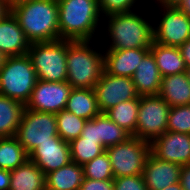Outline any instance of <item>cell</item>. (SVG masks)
I'll return each instance as SVG.
<instances>
[{
	"label": "cell",
	"mask_w": 190,
	"mask_h": 190,
	"mask_svg": "<svg viewBox=\"0 0 190 190\" xmlns=\"http://www.w3.org/2000/svg\"><path fill=\"white\" fill-rule=\"evenodd\" d=\"M82 167L84 178L94 180L114 179L111 162L106 151L86 162Z\"/></svg>",
	"instance_id": "f546056e"
},
{
	"label": "cell",
	"mask_w": 190,
	"mask_h": 190,
	"mask_svg": "<svg viewBox=\"0 0 190 190\" xmlns=\"http://www.w3.org/2000/svg\"><path fill=\"white\" fill-rule=\"evenodd\" d=\"M30 46L31 42L12 13L0 21V51L3 54L7 57L27 55Z\"/></svg>",
	"instance_id": "e0dca14e"
},
{
	"label": "cell",
	"mask_w": 190,
	"mask_h": 190,
	"mask_svg": "<svg viewBox=\"0 0 190 190\" xmlns=\"http://www.w3.org/2000/svg\"><path fill=\"white\" fill-rule=\"evenodd\" d=\"M167 131L190 135V105L174 106L170 108Z\"/></svg>",
	"instance_id": "4dcf8cb0"
},
{
	"label": "cell",
	"mask_w": 190,
	"mask_h": 190,
	"mask_svg": "<svg viewBox=\"0 0 190 190\" xmlns=\"http://www.w3.org/2000/svg\"><path fill=\"white\" fill-rule=\"evenodd\" d=\"M37 80L28 55L7 57L0 69V94L26 105Z\"/></svg>",
	"instance_id": "8992f818"
},
{
	"label": "cell",
	"mask_w": 190,
	"mask_h": 190,
	"mask_svg": "<svg viewBox=\"0 0 190 190\" xmlns=\"http://www.w3.org/2000/svg\"><path fill=\"white\" fill-rule=\"evenodd\" d=\"M29 160L33 161L46 175L71 162L70 145L59 136H54L53 142L39 144L29 154Z\"/></svg>",
	"instance_id": "5bb4252c"
},
{
	"label": "cell",
	"mask_w": 190,
	"mask_h": 190,
	"mask_svg": "<svg viewBox=\"0 0 190 190\" xmlns=\"http://www.w3.org/2000/svg\"><path fill=\"white\" fill-rule=\"evenodd\" d=\"M7 1L9 4L13 5V0H5Z\"/></svg>",
	"instance_id": "bcb514c9"
},
{
	"label": "cell",
	"mask_w": 190,
	"mask_h": 190,
	"mask_svg": "<svg viewBox=\"0 0 190 190\" xmlns=\"http://www.w3.org/2000/svg\"><path fill=\"white\" fill-rule=\"evenodd\" d=\"M98 108L106 113L118 103L140 97L131 77L110 75L103 70L94 87Z\"/></svg>",
	"instance_id": "8fae6325"
},
{
	"label": "cell",
	"mask_w": 190,
	"mask_h": 190,
	"mask_svg": "<svg viewBox=\"0 0 190 190\" xmlns=\"http://www.w3.org/2000/svg\"><path fill=\"white\" fill-rule=\"evenodd\" d=\"M54 136H58L55 113L25 108L14 137L19 141L28 155L39 144L53 142Z\"/></svg>",
	"instance_id": "ba28073f"
},
{
	"label": "cell",
	"mask_w": 190,
	"mask_h": 190,
	"mask_svg": "<svg viewBox=\"0 0 190 190\" xmlns=\"http://www.w3.org/2000/svg\"><path fill=\"white\" fill-rule=\"evenodd\" d=\"M109 156L114 178L142 175L151 146L146 141L131 136L125 142L105 149Z\"/></svg>",
	"instance_id": "52a82bcc"
},
{
	"label": "cell",
	"mask_w": 190,
	"mask_h": 190,
	"mask_svg": "<svg viewBox=\"0 0 190 190\" xmlns=\"http://www.w3.org/2000/svg\"><path fill=\"white\" fill-rule=\"evenodd\" d=\"M182 166L149 154L143 170L147 190H162L180 181Z\"/></svg>",
	"instance_id": "9a60e30c"
},
{
	"label": "cell",
	"mask_w": 190,
	"mask_h": 190,
	"mask_svg": "<svg viewBox=\"0 0 190 190\" xmlns=\"http://www.w3.org/2000/svg\"><path fill=\"white\" fill-rule=\"evenodd\" d=\"M71 162L83 165L105 152L100 140H91L79 136L70 143Z\"/></svg>",
	"instance_id": "83f0119b"
},
{
	"label": "cell",
	"mask_w": 190,
	"mask_h": 190,
	"mask_svg": "<svg viewBox=\"0 0 190 190\" xmlns=\"http://www.w3.org/2000/svg\"><path fill=\"white\" fill-rule=\"evenodd\" d=\"M27 55L38 80L67 81V39L31 43Z\"/></svg>",
	"instance_id": "5b68a950"
},
{
	"label": "cell",
	"mask_w": 190,
	"mask_h": 190,
	"mask_svg": "<svg viewBox=\"0 0 190 190\" xmlns=\"http://www.w3.org/2000/svg\"><path fill=\"white\" fill-rule=\"evenodd\" d=\"M162 190H183V188L181 187L180 182H178V183H176V184L167 186V187H165V188L162 189Z\"/></svg>",
	"instance_id": "b9f144b4"
},
{
	"label": "cell",
	"mask_w": 190,
	"mask_h": 190,
	"mask_svg": "<svg viewBox=\"0 0 190 190\" xmlns=\"http://www.w3.org/2000/svg\"><path fill=\"white\" fill-rule=\"evenodd\" d=\"M11 13L31 43L60 39L57 0H25L11 5Z\"/></svg>",
	"instance_id": "6da1fadb"
},
{
	"label": "cell",
	"mask_w": 190,
	"mask_h": 190,
	"mask_svg": "<svg viewBox=\"0 0 190 190\" xmlns=\"http://www.w3.org/2000/svg\"><path fill=\"white\" fill-rule=\"evenodd\" d=\"M139 0H98L102 17L110 14L126 13L137 10ZM137 6V7H136ZM136 7V8H135Z\"/></svg>",
	"instance_id": "1f68e13d"
},
{
	"label": "cell",
	"mask_w": 190,
	"mask_h": 190,
	"mask_svg": "<svg viewBox=\"0 0 190 190\" xmlns=\"http://www.w3.org/2000/svg\"><path fill=\"white\" fill-rule=\"evenodd\" d=\"M71 91L72 87L67 81L47 82L37 80L25 107L29 110L56 114L65 109Z\"/></svg>",
	"instance_id": "7c38bea8"
},
{
	"label": "cell",
	"mask_w": 190,
	"mask_h": 190,
	"mask_svg": "<svg viewBox=\"0 0 190 190\" xmlns=\"http://www.w3.org/2000/svg\"><path fill=\"white\" fill-rule=\"evenodd\" d=\"M28 159V153L14 136L0 138L1 169L14 170L24 164Z\"/></svg>",
	"instance_id": "484cf974"
},
{
	"label": "cell",
	"mask_w": 190,
	"mask_h": 190,
	"mask_svg": "<svg viewBox=\"0 0 190 190\" xmlns=\"http://www.w3.org/2000/svg\"><path fill=\"white\" fill-rule=\"evenodd\" d=\"M140 11L110 14L106 20V35L109 39L105 50L150 49L153 43V23ZM106 19V20H105Z\"/></svg>",
	"instance_id": "7a4b0ae2"
},
{
	"label": "cell",
	"mask_w": 190,
	"mask_h": 190,
	"mask_svg": "<svg viewBox=\"0 0 190 190\" xmlns=\"http://www.w3.org/2000/svg\"><path fill=\"white\" fill-rule=\"evenodd\" d=\"M81 137L91 140H100L98 139L97 133V116H95L91 120L86 121L81 132Z\"/></svg>",
	"instance_id": "e575fe53"
},
{
	"label": "cell",
	"mask_w": 190,
	"mask_h": 190,
	"mask_svg": "<svg viewBox=\"0 0 190 190\" xmlns=\"http://www.w3.org/2000/svg\"><path fill=\"white\" fill-rule=\"evenodd\" d=\"M22 1H25V0H13V5L17 4L18 2H22Z\"/></svg>",
	"instance_id": "f6af8a7d"
},
{
	"label": "cell",
	"mask_w": 190,
	"mask_h": 190,
	"mask_svg": "<svg viewBox=\"0 0 190 190\" xmlns=\"http://www.w3.org/2000/svg\"><path fill=\"white\" fill-rule=\"evenodd\" d=\"M150 49L104 50V70L110 75L132 77Z\"/></svg>",
	"instance_id": "2e32d148"
},
{
	"label": "cell",
	"mask_w": 190,
	"mask_h": 190,
	"mask_svg": "<svg viewBox=\"0 0 190 190\" xmlns=\"http://www.w3.org/2000/svg\"><path fill=\"white\" fill-rule=\"evenodd\" d=\"M60 39L94 40L103 23L98 0H57ZM102 20V21H101Z\"/></svg>",
	"instance_id": "3957f363"
},
{
	"label": "cell",
	"mask_w": 190,
	"mask_h": 190,
	"mask_svg": "<svg viewBox=\"0 0 190 190\" xmlns=\"http://www.w3.org/2000/svg\"><path fill=\"white\" fill-rule=\"evenodd\" d=\"M157 3V6L161 7H178L183 0H152Z\"/></svg>",
	"instance_id": "ab89813d"
},
{
	"label": "cell",
	"mask_w": 190,
	"mask_h": 190,
	"mask_svg": "<svg viewBox=\"0 0 190 190\" xmlns=\"http://www.w3.org/2000/svg\"><path fill=\"white\" fill-rule=\"evenodd\" d=\"M25 104L0 94V138L15 136Z\"/></svg>",
	"instance_id": "cb8c5ba5"
},
{
	"label": "cell",
	"mask_w": 190,
	"mask_h": 190,
	"mask_svg": "<svg viewBox=\"0 0 190 190\" xmlns=\"http://www.w3.org/2000/svg\"><path fill=\"white\" fill-rule=\"evenodd\" d=\"M170 108L158 94L140 96L135 137L151 144L164 134Z\"/></svg>",
	"instance_id": "9c48e42d"
},
{
	"label": "cell",
	"mask_w": 190,
	"mask_h": 190,
	"mask_svg": "<svg viewBox=\"0 0 190 190\" xmlns=\"http://www.w3.org/2000/svg\"><path fill=\"white\" fill-rule=\"evenodd\" d=\"M11 13V4L0 0V21L4 20Z\"/></svg>",
	"instance_id": "f35d334b"
},
{
	"label": "cell",
	"mask_w": 190,
	"mask_h": 190,
	"mask_svg": "<svg viewBox=\"0 0 190 190\" xmlns=\"http://www.w3.org/2000/svg\"><path fill=\"white\" fill-rule=\"evenodd\" d=\"M179 182L183 190H190V164L182 166Z\"/></svg>",
	"instance_id": "d590c367"
},
{
	"label": "cell",
	"mask_w": 190,
	"mask_h": 190,
	"mask_svg": "<svg viewBox=\"0 0 190 190\" xmlns=\"http://www.w3.org/2000/svg\"><path fill=\"white\" fill-rule=\"evenodd\" d=\"M161 14L153 24V42L179 47L190 38V16L178 7H159ZM157 24V25H156Z\"/></svg>",
	"instance_id": "30bf717a"
},
{
	"label": "cell",
	"mask_w": 190,
	"mask_h": 190,
	"mask_svg": "<svg viewBox=\"0 0 190 190\" xmlns=\"http://www.w3.org/2000/svg\"><path fill=\"white\" fill-rule=\"evenodd\" d=\"M140 97L118 103L106 115L121 128L135 137Z\"/></svg>",
	"instance_id": "d4e9b609"
},
{
	"label": "cell",
	"mask_w": 190,
	"mask_h": 190,
	"mask_svg": "<svg viewBox=\"0 0 190 190\" xmlns=\"http://www.w3.org/2000/svg\"><path fill=\"white\" fill-rule=\"evenodd\" d=\"M185 73L187 75V78L189 79L190 81V67H187V69L185 70Z\"/></svg>",
	"instance_id": "ee69618b"
},
{
	"label": "cell",
	"mask_w": 190,
	"mask_h": 190,
	"mask_svg": "<svg viewBox=\"0 0 190 190\" xmlns=\"http://www.w3.org/2000/svg\"><path fill=\"white\" fill-rule=\"evenodd\" d=\"M93 40L67 39V82L72 88L94 89L104 70V53Z\"/></svg>",
	"instance_id": "277c9868"
},
{
	"label": "cell",
	"mask_w": 190,
	"mask_h": 190,
	"mask_svg": "<svg viewBox=\"0 0 190 190\" xmlns=\"http://www.w3.org/2000/svg\"><path fill=\"white\" fill-rule=\"evenodd\" d=\"M79 190H114L113 179L94 180L84 178Z\"/></svg>",
	"instance_id": "836d02e7"
},
{
	"label": "cell",
	"mask_w": 190,
	"mask_h": 190,
	"mask_svg": "<svg viewBox=\"0 0 190 190\" xmlns=\"http://www.w3.org/2000/svg\"><path fill=\"white\" fill-rule=\"evenodd\" d=\"M98 139L105 149L116 144L125 142L131 135L113 122L106 113L97 116Z\"/></svg>",
	"instance_id": "4316f807"
},
{
	"label": "cell",
	"mask_w": 190,
	"mask_h": 190,
	"mask_svg": "<svg viewBox=\"0 0 190 190\" xmlns=\"http://www.w3.org/2000/svg\"><path fill=\"white\" fill-rule=\"evenodd\" d=\"M9 190H44L45 174L31 160L10 171Z\"/></svg>",
	"instance_id": "ffe728a7"
},
{
	"label": "cell",
	"mask_w": 190,
	"mask_h": 190,
	"mask_svg": "<svg viewBox=\"0 0 190 190\" xmlns=\"http://www.w3.org/2000/svg\"><path fill=\"white\" fill-rule=\"evenodd\" d=\"M178 8L190 16V0H183Z\"/></svg>",
	"instance_id": "60d3db41"
},
{
	"label": "cell",
	"mask_w": 190,
	"mask_h": 190,
	"mask_svg": "<svg viewBox=\"0 0 190 190\" xmlns=\"http://www.w3.org/2000/svg\"><path fill=\"white\" fill-rule=\"evenodd\" d=\"M158 95L170 107L190 105V81L186 73L162 77Z\"/></svg>",
	"instance_id": "d6986e66"
},
{
	"label": "cell",
	"mask_w": 190,
	"mask_h": 190,
	"mask_svg": "<svg viewBox=\"0 0 190 190\" xmlns=\"http://www.w3.org/2000/svg\"><path fill=\"white\" fill-rule=\"evenodd\" d=\"M7 56L0 51V69L4 66Z\"/></svg>",
	"instance_id": "7bdbcfd3"
},
{
	"label": "cell",
	"mask_w": 190,
	"mask_h": 190,
	"mask_svg": "<svg viewBox=\"0 0 190 190\" xmlns=\"http://www.w3.org/2000/svg\"><path fill=\"white\" fill-rule=\"evenodd\" d=\"M113 184L114 190H147L143 175L114 178Z\"/></svg>",
	"instance_id": "d6a6232c"
},
{
	"label": "cell",
	"mask_w": 190,
	"mask_h": 190,
	"mask_svg": "<svg viewBox=\"0 0 190 190\" xmlns=\"http://www.w3.org/2000/svg\"><path fill=\"white\" fill-rule=\"evenodd\" d=\"M65 110L86 120H91L101 113L94 89L72 88Z\"/></svg>",
	"instance_id": "603a6c76"
},
{
	"label": "cell",
	"mask_w": 190,
	"mask_h": 190,
	"mask_svg": "<svg viewBox=\"0 0 190 190\" xmlns=\"http://www.w3.org/2000/svg\"><path fill=\"white\" fill-rule=\"evenodd\" d=\"M151 153L158 159L181 166L190 164V135L166 131L151 144Z\"/></svg>",
	"instance_id": "4fadbf2b"
},
{
	"label": "cell",
	"mask_w": 190,
	"mask_h": 190,
	"mask_svg": "<svg viewBox=\"0 0 190 190\" xmlns=\"http://www.w3.org/2000/svg\"><path fill=\"white\" fill-rule=\"evenodd\" d=\"M10 179V171L0 168V190H9Z\"/></svg>",
	"instance_id": "8d00e7d4"
},
{
	"label": "cell",
	"mask_w": 190,
	"mask_h": 190,
	"mask_svg": "<svg viewBox=\"0 0 190 190\" xmlns=\"http://www.w3.org/2000/svg\"><path fill=\"white\" fill-rule=\"evenodd\" d=\"M83 167L75 162L45 175L47 190H79L83 182Z\"/></svg>",
	"instance_id": "44dd1931"
},
{
	"label": "cell",
	"mask_w": 190,
	"mask_h": 190,
	"mask_svg": "<svg viewBox=\"0 0 190 190\" xmlns=\"http://www.w3.org/2000/svg\"><path fill=\"white\" fill-rule=\"evenodd\" d=\"M161 77L181 74L187 69L178 47L166 46L153 42L150 48Z\"/></svg>",
	"instance_id": "7402d4cb"
},
{
	"label": "cell",
	"mask_w": 190,
	"mask_h": 190,
	"mask_svg": "<svg viewBox=\"0 0 190 190\" xmlns=\"http://www.w3.org/2000/svg\"><path fill=\"white\" fill-rule=\"evenodd\" d=\"M187 67H190V38L178 47Z\"/></svg>",
	"instance_id": "74e56055"
},
{
	"label": "cell",
	"mask_w": 190,
	"mask_h": 190,
	"mask_svg": "<svg viewBox=\"0 0 190 190\" xmlns=\"http://www.w3.org/2000/svg\"><path fill=\"white\" fill-rule=\"evenodd\" d=\"M86 121V119L77 117L65 109L61 110L56 113L58 136L63 141L70 143L75 138L81 136Z\"/></svg>",
	"instance_id": "f1b7e54d"
},
{
	"label": "cell",
	"mask_w": 190,
	"mask_h": 190,
	"mask_svg": "<svg viewBox=\"0 0 190 190\" xmlns=\"http://www.w3.org/2000/svg\"><path fill=\"white\" fill-rule=\"evenodd\" d=\"M131 79L136 86L139 96L159 93L162 77L155 58L150 51L140 61Z\"/></svg>",
	"instance_id": "ac0fdd59"
}]
</instances>
